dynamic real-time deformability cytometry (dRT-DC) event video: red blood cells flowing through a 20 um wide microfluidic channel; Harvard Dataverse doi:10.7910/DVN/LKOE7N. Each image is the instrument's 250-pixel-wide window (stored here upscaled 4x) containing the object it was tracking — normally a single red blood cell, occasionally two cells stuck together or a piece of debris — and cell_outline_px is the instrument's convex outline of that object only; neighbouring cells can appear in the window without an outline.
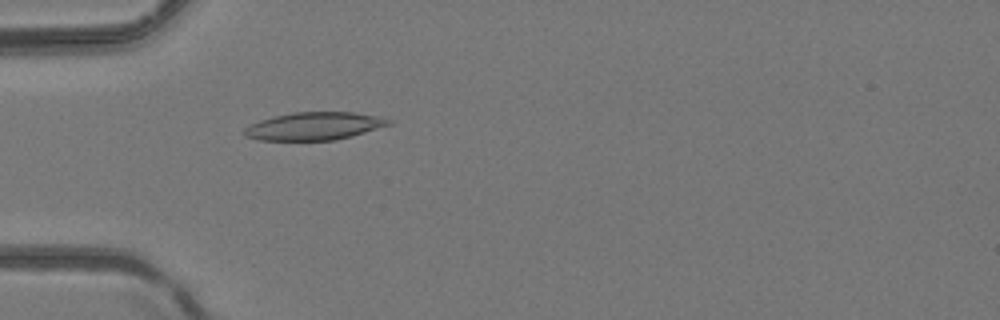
{"species": "common noctule bat (a hibernating species)", "species_latin": "Nyctalus noctula", "temperature_condition": "room temperature", "stored_images_in_passage": 4, "camera_frame_rate_fps": 3000, "um_per_image_px": 0.085, "animal": {"sex": "female", "body_mass_g": 24.6, "forearm_length_mm": 56.2}, "frame": {"image": 1, "passage_image": 4, "time_ms": 1.0, "image_size_px": [1000, 320], "cell_outline_px": [[392, 124], [352, 136], [336, 140], [260, 140], [244, 136], [244, 128], [260, 120], [272, 116], [292, 112], [352, 112], [380, 116], [392, 120]], "centroid_in_image_um": [26.73, 10.71], "position_along_channel_um": 58.3, "area_um2": 23.47}}